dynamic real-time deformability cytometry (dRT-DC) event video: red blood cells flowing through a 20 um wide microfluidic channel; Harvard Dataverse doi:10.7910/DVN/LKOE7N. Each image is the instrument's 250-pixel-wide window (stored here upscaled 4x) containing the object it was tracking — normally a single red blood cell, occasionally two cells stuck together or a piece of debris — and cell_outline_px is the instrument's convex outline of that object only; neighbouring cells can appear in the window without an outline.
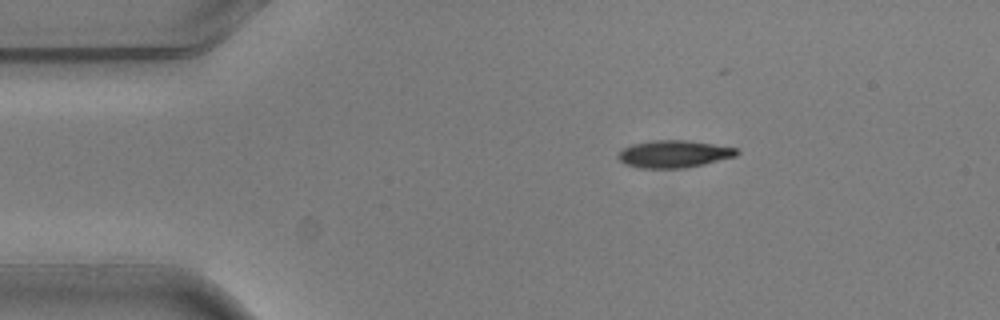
{"species": "common noctule bat (a hibernating species)", "species_latin": "Nyctalus noctula", "temperature_condition": "warm", "stored_images_in_passage": 5, "camera_frame_rate_fps": 3000, "um_per_image_px": 0.085, "animal": {"sex": "male", "body_mass_g": 20.5, "forearm_length_mm": 52.5}, "frame": {"image": 1, "passage_image": 1, "time_ms": 0.0, "image_size_px": [1000, 320], "cell_outline_px": [[740, 152], [736, 156], [688, 168], [640, 168], [624, 164], [616, 156], [624, 148], [632, 144], [652, 140], [684, 140], [712, 144], [736, 148]], "centroid_in_image_um": [57.27, 13.09], "position_along_channel_um": 27.7, "area_um2": 18.84}}
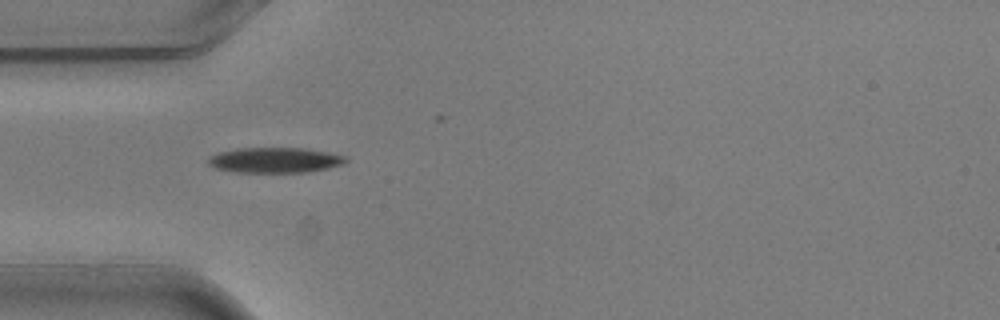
{"frame": {"image": 2, "passage_image": 3, "time_ms": 0.667, "image_size_px": [1000, 320], "cell_outline_px": [[348, 160], [344, 164], [328, 168], [308, 172], [236, 172], [212, 168], [208, 164], [208, 156], [220, 152], [236, 148], [304, 148], [348, 156]], "centroid_in_image_um": [23.36, 13.61], "position_along_channel_um": 61.6, "area_um2": 20.46}}
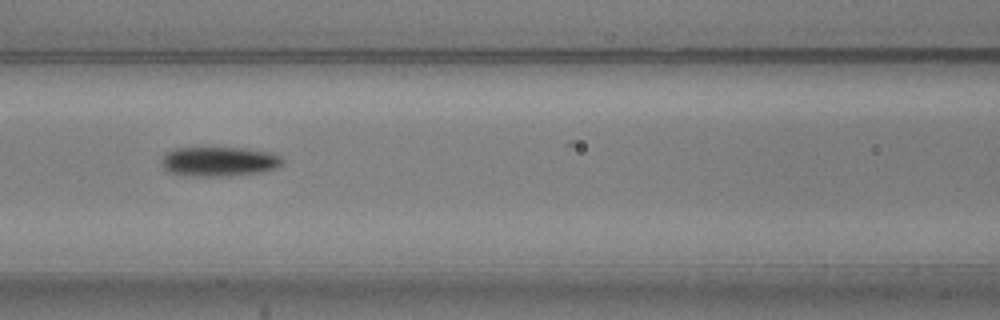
{"frame": {"image": 3, "passage_image": 5, "time_ms": 1.333, "image_size_px": [1000, 320], "cell_outline_px": [[284, 164], [276, 168], [260, 172], [228, 176], [196, 176], [168, 172], [164, 168], [164, 156], [168, 152], [176, 148], [244, 148], [272, 152], [280, 156], [284, 160]], "centroid_in_image_um": [18.71, 13.73], "position_along_channel_um": 147.9, "area_um2": 20.63}}